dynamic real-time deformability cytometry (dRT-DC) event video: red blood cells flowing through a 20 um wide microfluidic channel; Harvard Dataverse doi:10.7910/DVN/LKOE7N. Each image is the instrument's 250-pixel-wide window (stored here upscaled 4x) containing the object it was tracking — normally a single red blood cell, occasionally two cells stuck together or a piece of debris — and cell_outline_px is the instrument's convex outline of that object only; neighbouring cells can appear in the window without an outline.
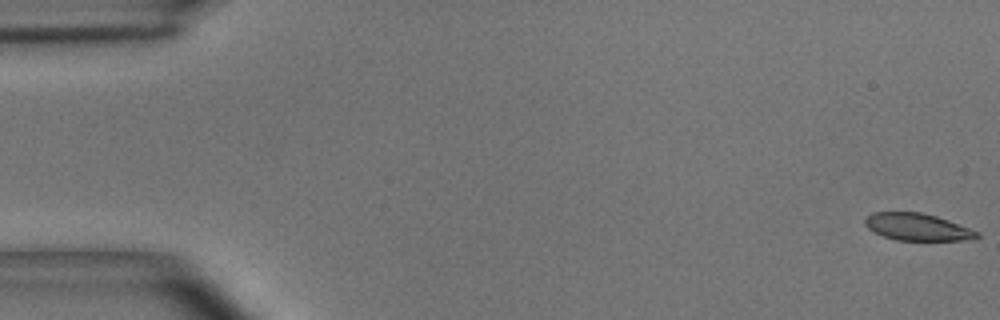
{"species": "common noctule bat (a hibernating species)", "species_latin": "Nyctalus noctula", "temperature_condition": "room temperature", "stored_images_in_passage": 54, "camera_frame_rate_fps": 3000, "um_per_image_px": 0.085, "animal": {"sex": "male", "body_mass_g": 15.6}, "frame": {"image": 1, "passage_image": 1, "time_ms": 0.0, "image_size_px": [1000, 320], "cell_outline_px": [[980, 236], [976, 240], [896, 240], [884, 236], [868, 228], [864, 224], [864, 220], [872, 212], [920, 212], [936, 216], [948, 220], [980, 232]], "centroid_in_image_um": [78.01, 19.3], "position_along_channel_um": 7.0, "area_um2": 17.69}}
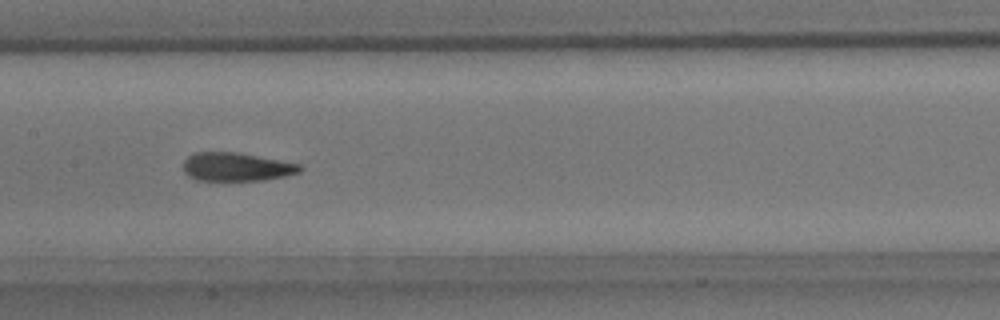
{"frame": {"image": 2, "passage_image": 27, "time_ms": 8.667, "image_size_px": [1000, 320], "cell_outline_px": [[304, 168], [300, 172], [284, 176], [264, 180], [196, 180], [188, 176], [184, 172], [184, 160], [188, 156], [196, 152], [236, 152], [300, 164]], "centroid_in_image_um": [20.09, 14.18], "position_along_channel_um": 187.3, "area_um2": 19.25}}
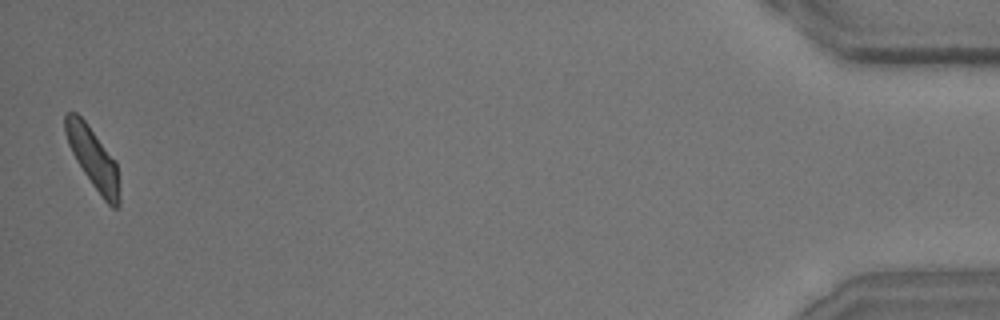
{"frame": {"image": 3, "passage_image": 54, "time_ms": 17.667, "image_size_px": [1000, 320], "cell_outline_px": [[120, 204], [116, 208], [112, 208], [104, 200], [92, 184], [76, 160], [68, 144], [64, 128], [64, 116], [68, 112], [76, 112], [84, 120], [116, 160], [120, 196]], "centroid_in_image_um": [7.92, 13.45], "position_along_channel_um": 427.3, "area_um2": 19.02}, "authors_computed_cell_mechanics": {"area_um2": 19.7098, "velocity_mm_per_s": 3.6664, "shape_relaxation_time_tau1_ms": 7.2261, "shape_relaxation_time_tau2_ms": 1.6098, "deformation_change_tau1": 0.2001, "deformation_change_tau2": 0.0939}}